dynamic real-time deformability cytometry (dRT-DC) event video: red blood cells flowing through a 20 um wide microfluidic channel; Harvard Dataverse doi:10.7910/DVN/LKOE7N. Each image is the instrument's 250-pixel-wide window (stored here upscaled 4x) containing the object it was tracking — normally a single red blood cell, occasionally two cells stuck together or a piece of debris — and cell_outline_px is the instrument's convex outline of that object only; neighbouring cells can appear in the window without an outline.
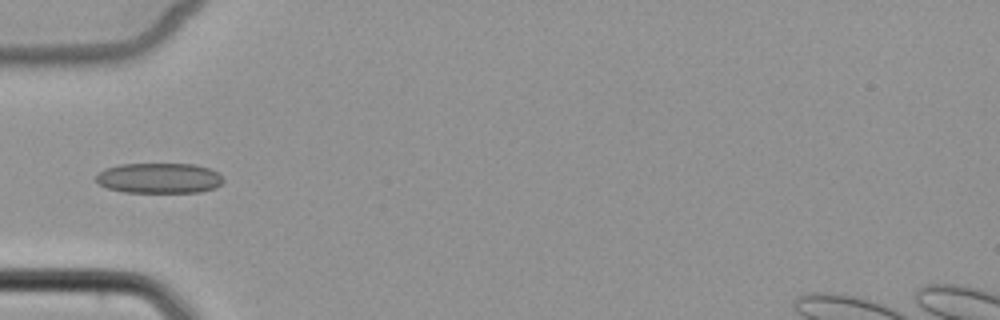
{"species": "common noctule bat (a hibernating species)", "species_latin": "Nyctalus noctula", "temperature_condition": "cold", "stored_images_in_passage": 5, "camera_frame_rate_fps": 3000, "um_per_image_px": 0.085, "animal": {"sex": "female", "body_mass_g": 22.7, "forearm_length_mm": 54.2}, "frame": {"image": 1, "passage_image": 5, "time_ms": 5.333, "image_size_px": [1000, 320], "cell_outline_px": [[224, 180], [216, 188], [200, 192], [124, 192], [108, 188], [100, 184], [96, 180], [96, 176], [104, 168], [120, 164], [196, 164], [208, 168], [224, 176]], "centroid_in_image_um": [13.55, 15.14], "position_along_channel_um": 71.4, "area_um2": 22.54}}